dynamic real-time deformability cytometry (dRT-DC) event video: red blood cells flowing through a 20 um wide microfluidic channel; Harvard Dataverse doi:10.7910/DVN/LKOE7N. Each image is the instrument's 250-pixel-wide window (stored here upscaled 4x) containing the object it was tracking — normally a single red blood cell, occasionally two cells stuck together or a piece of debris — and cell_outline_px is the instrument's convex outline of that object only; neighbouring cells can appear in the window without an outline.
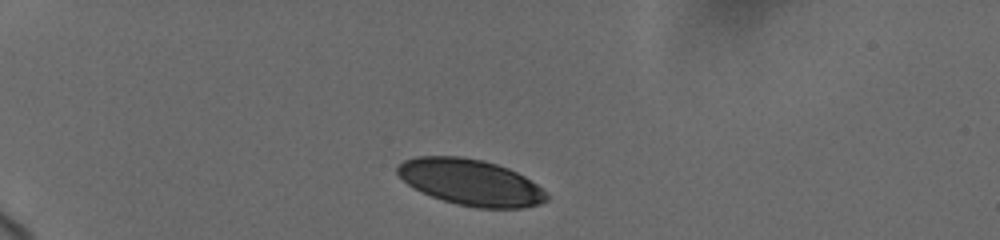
{"species": "human", "species_latin": "Homo sapiens", "temperature_condition": "cold", "stored_images_in_passage": 28, "camera_frame_rate_fps": 3000, "um_per_image_px": 0.085, "donor": {"sex": "female"}, "frame": {"image": 1, "passage_image": 1, "time_ms": 0.0, "image_size_px": [1000, 240], "cell_outline_px": [[548, 200], [540, 204], [524, 208], [476, 208], [456, 204], [432, 196], [408, 184], [396, 172], [396, 168], [404, 160], [416, 156], [460, 156], [484, 160], [508, 168], [524, 176], [536, 184], [548, 196]], "centroid_in_image_um": [40.01, 15.49], "position_along_channel_um": 45.0, "area_um2": 39.88}}
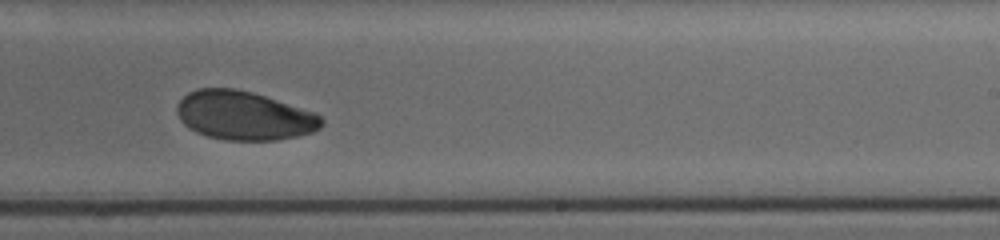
{"frame": {"image": 2, "passage_image": 15, "time_ms": 7.667, "image_size_px": [1000, 240], "cell_outline_px": [[324, 124], [320, 128], [312, 132], [296, 136], [276, 140], [224, 140], [208, 136], [196, 132], [188, 128], [180, 120], [176, 112], [176, 108], [180, 100], [188, 92], [196, 88], [232, 88], [252, 92], [312, 112], [320, 116], [324, 120]], "centroid_in_image_um": [20.7, 9.83], "position_along_channel_um": 268.3, "area_um2": 40.92}}
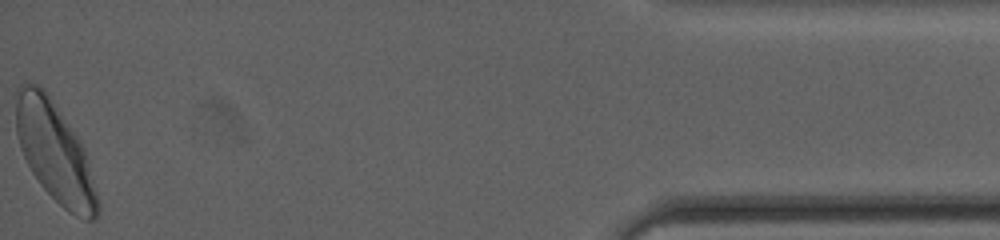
{"frame": {"image": 3, "passage_image": 28, "time_ms": 14.0, "image_size_px": [1000, 240], "cell_outline_px": [[100, 212], [96, 220], [84, 220], [68, 212], [40, 184], [32, 172], [20, 148], [16, 132], [16, 88], [20, 84], [28, 80], [44, 88], [80, 140], [84, 148], [88, 160], [100, 200]], "centroid_in_image_um": [4.68, 12.95], "position_along_channel_um": 430.5, "area_um2": 47.74}, "authors_computed_cell_mechanics": {"area_um2": 42.5408, "velocity_mm_per_s": 3.6583, "shape_relaxation_time_tau1_ms": 2.5485, "shape_relaxation_time_tau2_ms": 3.2701, "deformation_change_tau1": 0.0777, "deformation_change_tau2": 0.0671}}